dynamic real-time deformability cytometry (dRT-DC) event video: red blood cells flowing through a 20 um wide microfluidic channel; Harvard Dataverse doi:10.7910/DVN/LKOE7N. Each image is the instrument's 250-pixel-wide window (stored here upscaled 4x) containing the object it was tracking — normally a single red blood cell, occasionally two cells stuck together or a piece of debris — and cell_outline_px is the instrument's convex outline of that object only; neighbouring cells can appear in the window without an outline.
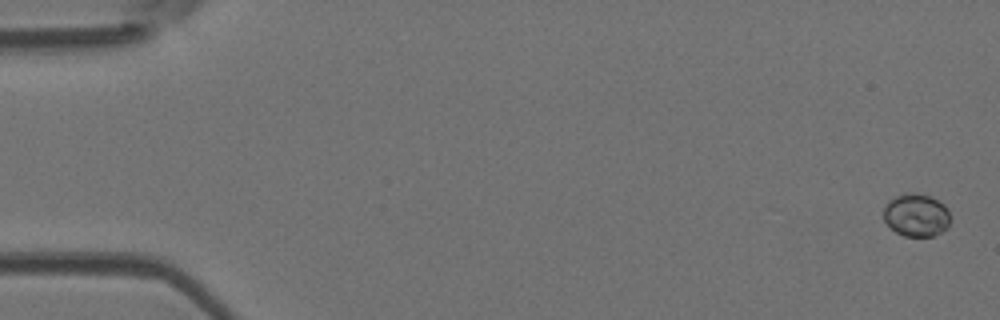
{"species": "Egyptian fruit bat (a non-hibernating species)", "species_latin": "Rousettus aegyptiacus", "temperature_condition": "room temperature", "stored_images_in_passage": 6, "camera_frame_rate_fps": 3000, "um_per_image_px": 0.085, "animal": {"sex": "female"}, "frame": {"image": 1, "passage_image": 1, "time_ms": 0.0, "image_size_px": [1000, 320], "cell_outline_px": [[948, 224], [940, 232], [932, 236], [904, 236], [896, 232], [884, 220], [884, 208], [888, 200], [896, 196], [912, 192], [932, 196], [944, 204], [948, 208]], "centroid_in_image_um": [77.87, 18.26], "position_along_channel_um": 7.1, "area_um2": 16.47}}
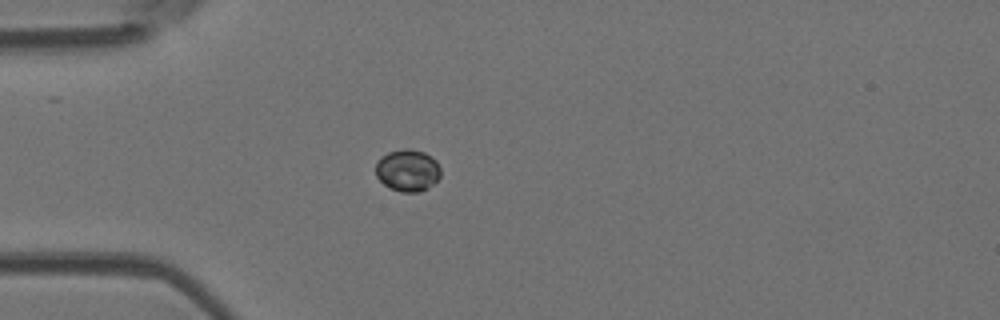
{"frame": {"image": 2, "passage_image": 5, "time_ms": 4.667, "image_size_px": [1000, 320], "cell_outline_px": [[440, 176], [428, 188], [420, 192], [400, 192], [388, 188], [376, 176], [376, 164], [380, 156], [388, 152], [404, 148], [408, 148], [424, 152], [432, 156], [436, 160], [440, 168]], "centroid_in_image_um": [34.64, 14.48], "position_along_channel_um": 50.4, "area_um2": 16.07}}